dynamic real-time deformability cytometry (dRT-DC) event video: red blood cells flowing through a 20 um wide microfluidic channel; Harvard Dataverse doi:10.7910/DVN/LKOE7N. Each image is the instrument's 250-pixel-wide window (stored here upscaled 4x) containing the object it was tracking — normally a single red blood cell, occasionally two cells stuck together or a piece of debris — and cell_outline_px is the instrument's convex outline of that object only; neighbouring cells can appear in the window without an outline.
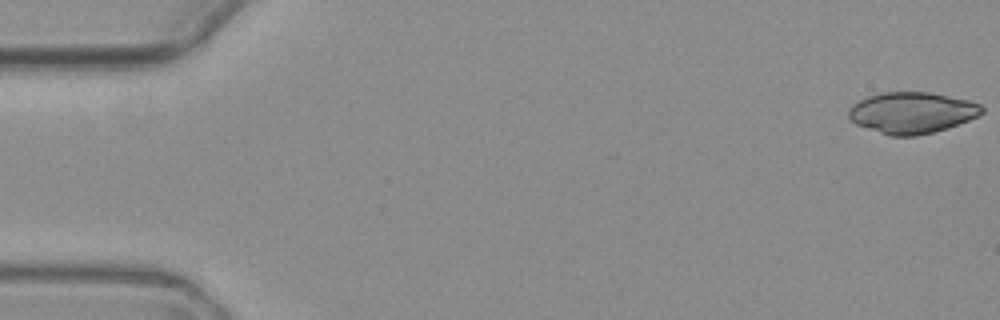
{"species": "common noctule bat (a hibernating species)", "species_latin": "Nyctalus noctula", "temperature_condition": "warm", "stored_images_in_passage": 5, "camera_frame_rate_fps": 3000, "um_per_image_px": 0.085, "animal": {"sex": "female", "body_mass_g": 19.3, "forearm_length_mm": 54.1}, "frame": {"image": 1, "passage_image": 1, "time_ms": 0.0, "image_size_px": [1000, 320], "cell_outline_px": [[984, 112], [968, 120], [948, 128], [916, 136], [888, 136], [856, 124], [848, 120], [848, 108], [852, 104], [868, 96], [880, 92], [928, 92], [968, 100], [980, 104], [984, 108]], "centroid_in_image_um": [77.47, 9.58], "position_along_channel_um": 7.5, "area_um2": 32.14}}